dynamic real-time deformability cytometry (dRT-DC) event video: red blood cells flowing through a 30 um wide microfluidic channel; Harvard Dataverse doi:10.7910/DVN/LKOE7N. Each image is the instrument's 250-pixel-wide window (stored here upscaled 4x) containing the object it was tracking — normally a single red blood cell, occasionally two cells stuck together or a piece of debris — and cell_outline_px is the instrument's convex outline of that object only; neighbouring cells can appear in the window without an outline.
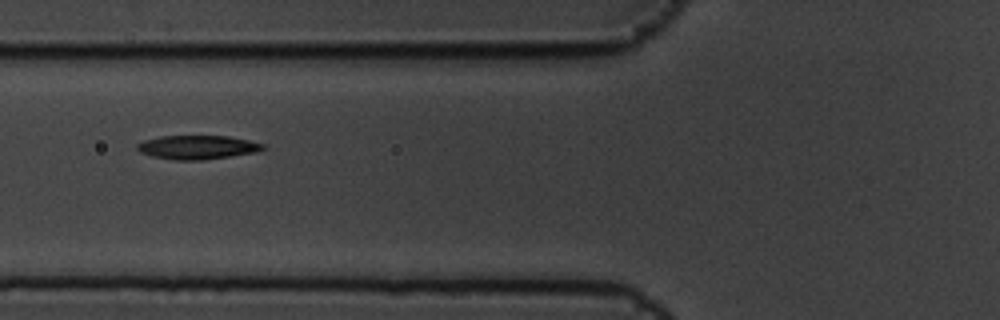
{"species": "common noctule bat (a hibernating species)", "species_latin": "Nyctalus noctula", "temperature_condition": "cold", "stored_images_in_passage": 8, "camera_frame_rate_fps": 3000, "um_per_image_px": 0.085, "animal": {"sex": "male", "body_mass_g": 19.5, "forearm_length_mm": 54.6}, "frame": {"image": 1, "passage_image": 5, "time_ms": 1.333, "image_size_px": [1000, 320], "cell_outline_px": [[268, 148], [256, 152], [204, 160], [172, 160], [152, 156], [140, 152], [136, 148], [136, 144], [144, 140], [160, 136], [228, 136], [248, 140], [264, 144]], "centroid_in_image_um": [16.78, 12.52], "position_along_channel_um": 109.0, "area_um2": 17.57}}
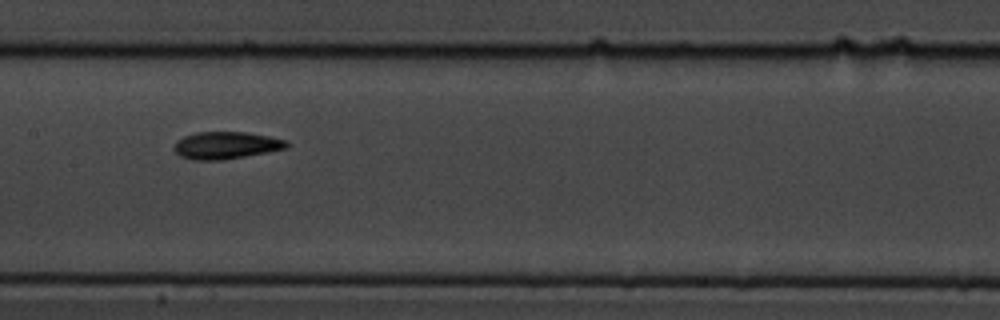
{"frame": {"image": 2, "passage_image": 7, "time_ms": 2.0, "image_size_px": [1000, 320], "cell_outline_px": [[288, 144], [284, 148], [224, 160], [192, 160], [180, 156], [172, 148], [176, 140], [184, 136], [196, 132], [244, 132], [268, 136], [288, 140]], "centroid_in_image_um": [19.14, 12.35], "position_along_channel_um": 188.3, "area_um2": 17.74}}
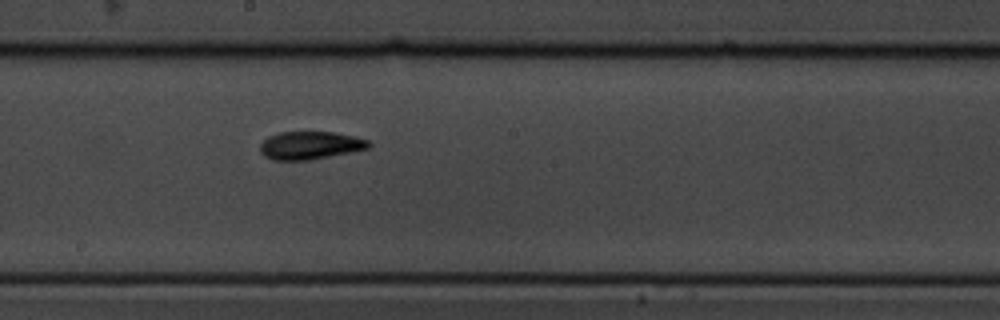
{"frame": {"image": 3, "passage_image": 8, "time_ms": 2.333, "image_size_px": [1000, 320], "cell_outline_px": [[372, 144], [368, 148], [352, 152], [308, 160], [272, 160], [264, 156], [260, 152], [260, 144], [268, 136], [280, 132], [336, 132], [356, 136], [368, 140]], "centroid_in_image_um": [26.37, 12.35], "position_along_channel_um": 221.8, "area_um2": 17.8}}